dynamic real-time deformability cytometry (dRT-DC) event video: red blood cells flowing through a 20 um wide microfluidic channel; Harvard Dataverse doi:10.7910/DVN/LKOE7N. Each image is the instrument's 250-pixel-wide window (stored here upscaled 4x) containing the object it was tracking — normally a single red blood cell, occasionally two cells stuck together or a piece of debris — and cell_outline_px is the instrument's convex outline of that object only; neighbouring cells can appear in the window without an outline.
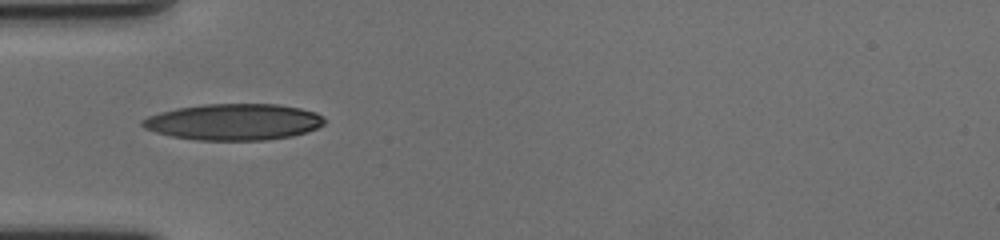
{"species": "human", "species_latin": "Homo sapiens", "temperature_condition": "cold", "stored_images_in_passage": 41, "camera_frame_rate_fps": 3000, "um_per_image_px": 0.085, "donor": {"sex": "female"}, "frame": {"image": 1, "passage_image": 1, "time_ms": 0.0, "image_size_px": [1000, 240], "cell_outline_px": [[324, 124], [308, 132], [292, 136], [268, 140], [196, 140], [172, 136], [156, 132], [144, 128], [140, 124], [140, 120], [148, 116], [160, 112], [176, 108], [204, 104], [276, 104], [300, 108], [316, 112], [324, 116]], "centroid_in_image_um": [19.87, 10.36], "position_along_channel_um": 65.1, "area_um2": 38.73}}
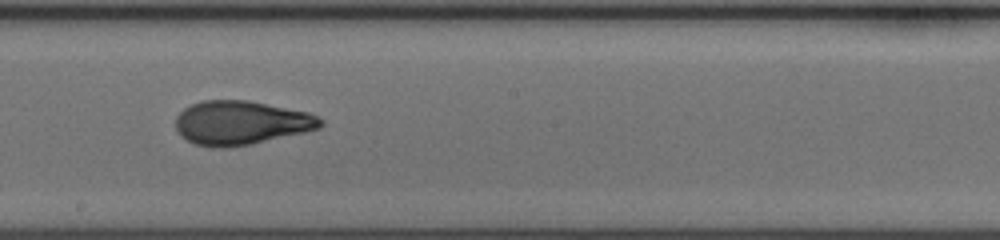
{"frame": {"image": 2, "passage_image": 15, "time_ms": 4.667, "image_size_px": [1000, 240], "cell_outline_px": [[324, 124], [320, 128], [304, 132], [252, 144], [228, 148], [212, 148], [192, 144], [180, 136], [176, 128], [176, 116], [184, 108], [192, 104], [204, 100], [248, 100], [308, 112], [324, 120]], "centroid_in_image_um": [20.46, 10.45], "position_along_channel_um": 227.7, "area_um2": 37.4}}
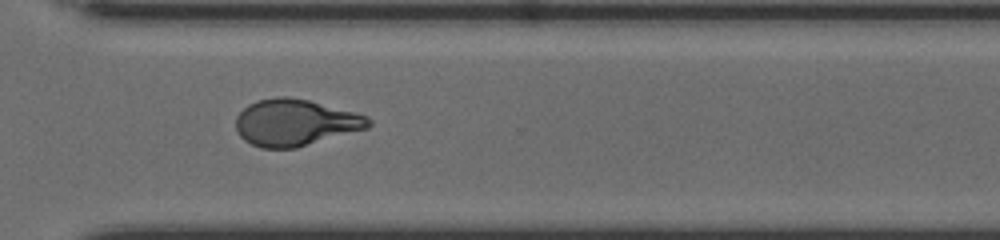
{"frame": {"image": 3, "passage_image": 25, "time_ms": 8.0, "image_size_px": [1000, 240], "cell_outline_px": [[372, 124], [368, 128], [296, 148], [260, 148], [244, 140], [236, 132], [236, 116], [248, 104], [256, 100], [276, 96], [284, 96], [308, 100], [368, 116], [372, 120]], "centroid_in_image_um": [25.07, 10.42], "position_along_channel_um": 345.5, "area_um2": 36.07}, "authors_computed_cell_mechanics": {"area_um2": 36.7608, "velocity_mm_per_s": 3.5258, "shape_relaxation_time_tau1_ms": 5.862, "shape_relaxation_time_tau2_ms": 1.5973, "deformation_change_tau1": 0.2115, "deformation_change_tau2": 0.0858}}